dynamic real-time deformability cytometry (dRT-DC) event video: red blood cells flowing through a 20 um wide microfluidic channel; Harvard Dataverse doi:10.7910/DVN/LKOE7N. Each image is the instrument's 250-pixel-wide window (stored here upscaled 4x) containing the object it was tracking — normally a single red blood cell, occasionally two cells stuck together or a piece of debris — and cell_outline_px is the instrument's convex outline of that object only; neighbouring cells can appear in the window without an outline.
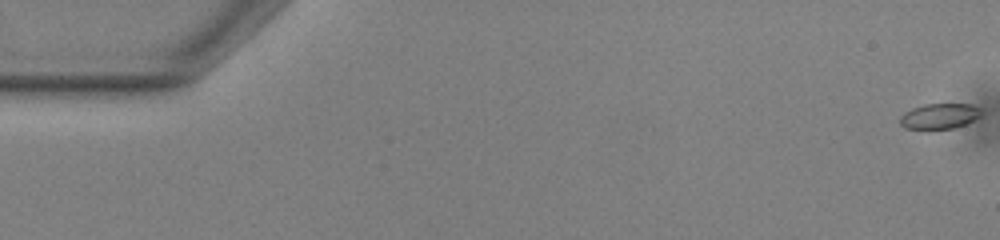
{"species": "common noctule bat (a hibernating species)", "species_latin": "Nyctalus noctula", "temperature_condition": "warm", "stored_images_in_passage": 54, "camera_frame_rate_fps": 3000, "um_per_image_px": 0.085, "animal": {"sex": "male", "body_mass_g": 13.0, "forearm_length_mm": 53.1}, "frame": {"image": 1, "passage_image": 1, "time_ms": 0.0, "image_size_px": [1000, 240], "cell_outline_px": [[980, 116], [964, 124], [952, 128], [904, 128], [900, 124], [900, 116], [904, 112], [912, 108], [924, 104], [972, 104], [980, 108]], "centroid_in_image_um": [79.83, 9.85], "position_along_channel_um": 5.2, "area_um2": 11.79}}
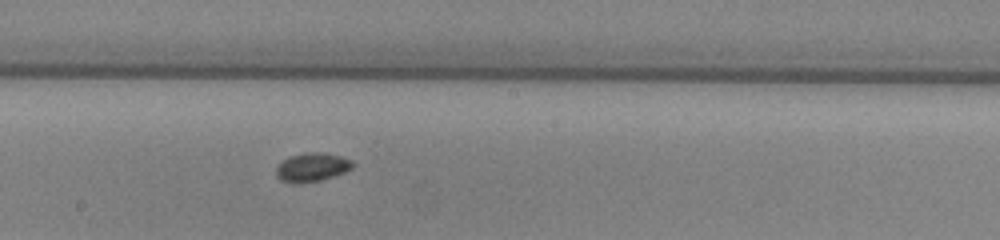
{"frame": {"image": 2, "passage_image": 30, "time_ms": 9.667, "image_size_px": [1000, 240], "cell_outline_px": [[356, 164], [352, 168], [344, 172], [320, 180], [292, 184], [280, 180], [276, 176], [276, 168], [288, 156], [304, 152], [316, 152], [340, 156], [352, 160]], "centroid_in_image_um": [26.51, 14.21], "position_along_channel_um": 221.7, "area_um2": 12.77}}
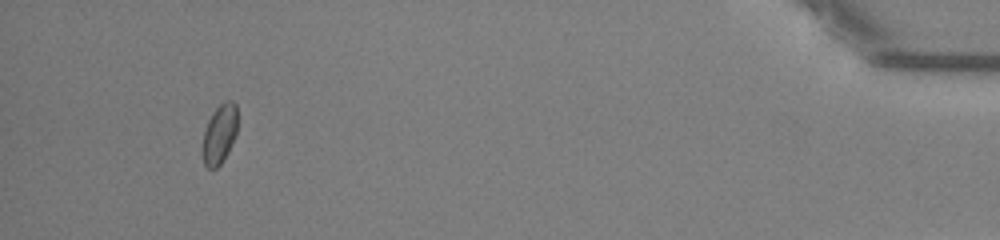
{"frame": {"image": 3, "passage_image": 51, "time_ms": 16.667, "image_size_px": [1000, 240], "cell_outline_px": [[236, 132], [228, 152], [220, 164], [216, 168], [208, 168], [204, 164], [204, 132], [208, 120], [212, 112], [224, 100], [232, 100], [236, 104]], "centroid_in_image_um": [18.67, 11.35], "position_along_channel_um": 416.5, "area_um2": 11.73}, "authors_computed_cell_mechanics": {"area_um2": 12.3114, "velocity_mm_per_s": 3.8516, "shape_relaxation_time_tau1_ms": null, "shape_relaxation_time_tau2_ms": 4.2241, "deformation_change_tau1": null, "deformation_change_tau2": 0.0547}}